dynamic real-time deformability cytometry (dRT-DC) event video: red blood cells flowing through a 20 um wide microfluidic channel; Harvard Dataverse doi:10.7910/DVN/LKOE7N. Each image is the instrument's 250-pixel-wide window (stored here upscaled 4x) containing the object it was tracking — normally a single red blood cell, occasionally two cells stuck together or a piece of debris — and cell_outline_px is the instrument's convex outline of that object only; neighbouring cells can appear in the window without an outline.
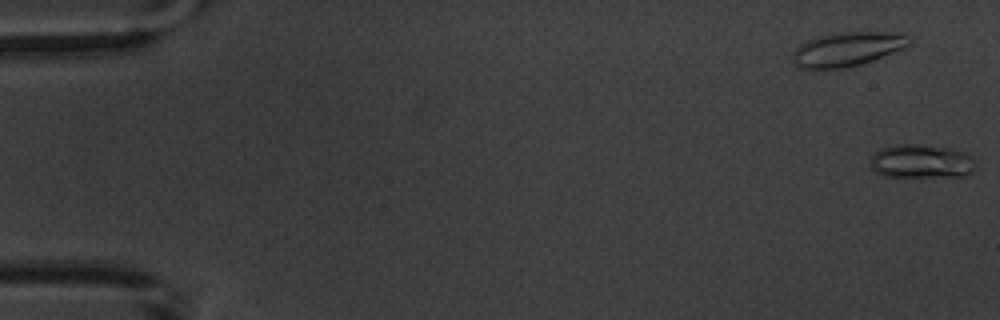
{"species": "common noctule bat (a hibernating species)", "species_latin": "Nyctalus noctula", "temperature_condition": "warm", "stored_images_in_passage": 14, "camera_frame_rate_fps": 3000, "um_per_image_px": 0.085, "animal": {"sex": "male", "body_mass_g": 20.1, "forearm_length_mm": 53.5}, "frame": {"image": 1, "passage_image": 1, "time_ms": 0.0, "image_size_px": [1000, 320], "cell_outline_px": [[976, 164], [972, 172], [960, 176], [884, 176], [876, 172], [868, 164], [868, 160], [880, 148], [900, 144], [912, 144], [948, 148], [972, 156], [976, 160]], "centroid_in_image_um": [78.28, 13.72], "position_along_channel_um": 6.7, "area_um2": 20.52}}
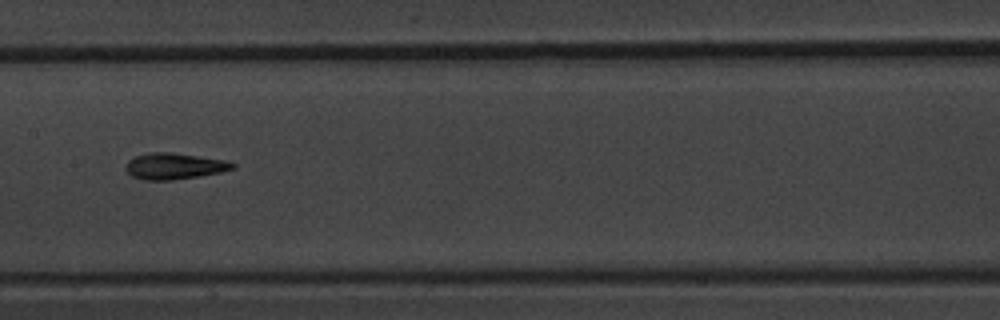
{"frame": {"image": 2, "passage_image": 8, "time_ms": 9.333, "image_size_px": [1000, 320], "cell_outline_px": [[236, 168], [220, 172], [172, 180], [144, 180], [132, 176], [124, 168], [128, 160], [136, 156], [152, 152], [168, 152], [224, 160], [236, 164]], "centroid_in_image_um": [14.78, 14.12], "position_along_channel_um": 192.6, "area_um2": 16.07}}
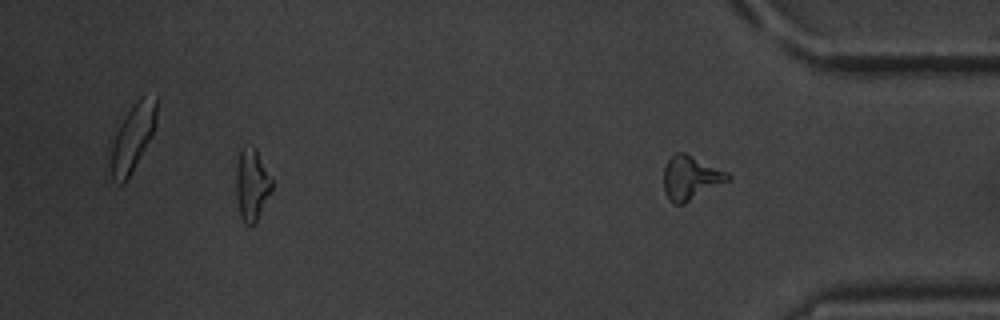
{"frame": {"image": 3, "passage_image": 14, "time_ms": 17.0, "image_size_px": [1000, 320], "cell_outline_px": [[732, 180], [684, 204], [672, 204], [664, 192], [664, 168], [668, 160], [676, 152], [684, 152], [728, 172], [732, 176]], "centroid_in_image_um": [58.74, 15.13], "position_along_channel_um": 376.5, "area_um2": 16.65}, "authors_computed_cell_mechanics": {"area_um2": 15.895, "velocity_mm_per_s": 3.6713, "shape_relaxation_time_tau1_ms": null, "shape_relaxation_time_tau2_ms": 2.4608, "deformation_change_tau1": null, "deformation_change_tau2": 0.0987}}